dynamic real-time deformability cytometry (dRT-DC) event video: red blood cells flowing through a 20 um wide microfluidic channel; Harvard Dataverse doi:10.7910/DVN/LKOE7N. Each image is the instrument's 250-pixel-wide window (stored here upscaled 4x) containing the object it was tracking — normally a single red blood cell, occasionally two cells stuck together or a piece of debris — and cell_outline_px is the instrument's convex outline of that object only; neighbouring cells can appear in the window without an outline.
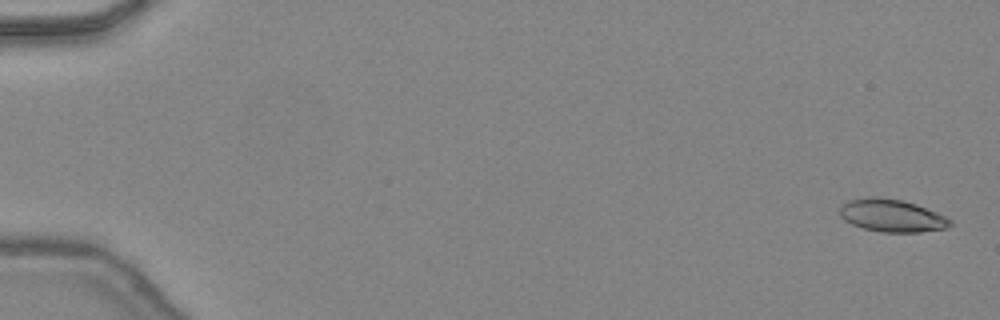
{"species": "common noctule bat (a hibernating species)", "species_latin": "Nyctalus noctula", "temperature_condition": "warm", "stored_images_in_passage": 48, "camera_frame_rate_fps": 3000, "um_per_image_px": 0.085, "animal": {"sex": "female", "body_mass_g": 24.6, "forearm_length_mm": 56.2}, "frame": {"image": 1, "passage_image": 2, "time_ms": 0.333, "image_size_px": [1000, 320], "cell_outline_px": [[952, 224], [944, 228], [920, 232], [880, 232], [864, 228], [852, 224], [844, 220], [840, 216], [840, 208], [848, 200], [904, 200], [916, 204], [936, 212], [952, 220]], "centroid_in_image_um": [75.85, 18.38], "position_along_channel_um": 9.1, "area_um2": 20.06}}
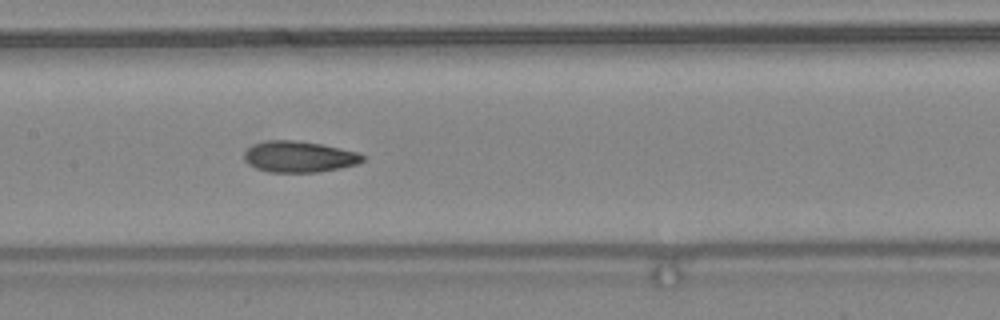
{"frame": {"image": 2, "passage_image": 25, "time_ms": 8.0, "image_size_px": [1000, 320], "cell_outline_px": [[364, 160], [356, 164], [340, 168], [316, 172], [268, 172], [256, 168], [248, 164], [244, 160], [244, 152], [252, 144], [268, 140], [296, 140], [320, 144], [340, 148], [356, 152], [364, 156]], "centroid_in_image_um": [25.38, 13.32], "position_along_channel_um": 182.0, "area_um2": 21.44}}
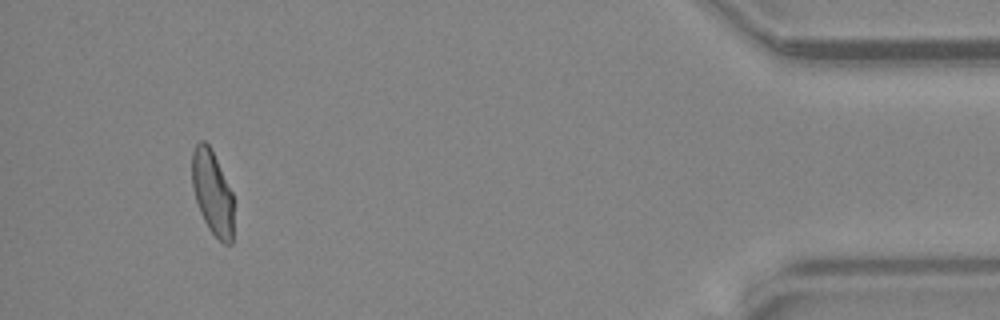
{"frame": {"image": 3, "passage_image": 45, "time_ms": 14.667, "image_size_px": [1000, 320], "cell_outline_px": [[232, 244], [224, 244], [208, 228], [200, 212], [192, 188], [192, 152], [196, 144], [200, 140], [204, 140], [208, 144], [232, 192]], "centroid_in_image_um": [18.03, 16.37], "position_along_channel_um": 417.2, "area_um2": 20.0}, "authors_computed_cell_mechanics": {"area_um2": 21.097, "velocity_mm_per_s": 4.4962, "shape_relaxation_time_tau1_ms": null, "shape_relaxation_time_tau2_ms": 2.7749, "deformation_change_tau1": null, "deformation_change_tau2": 0.0866}}